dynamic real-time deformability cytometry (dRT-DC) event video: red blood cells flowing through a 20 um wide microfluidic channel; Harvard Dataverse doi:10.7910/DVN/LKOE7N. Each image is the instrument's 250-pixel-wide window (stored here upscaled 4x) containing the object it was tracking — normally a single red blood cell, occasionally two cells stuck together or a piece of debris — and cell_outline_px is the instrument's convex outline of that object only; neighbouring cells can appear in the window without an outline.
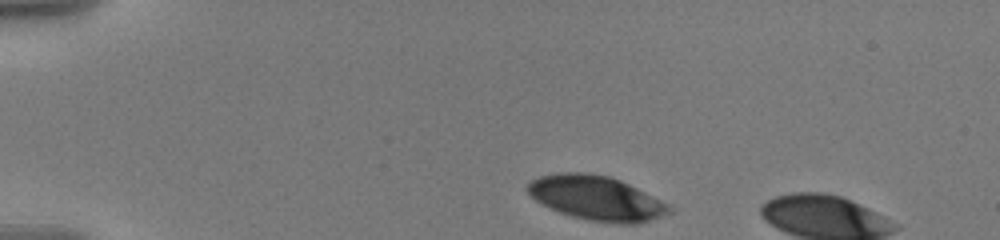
{"species": "human", "species_latin": "Homo sapiens", "temperature_condition": "warm", "stored_images_in_passage": 7, "camera_frame_rate_fps": 3000, "um_per_image_px": 0.085, "donor": {"sex": "male"}, "frame": {"image": 1, "passage_image": 1, "time_ms": 0.0, "image_size_px": [1000, 240], "cell_outline_px": [[672, 212], [636, 224], [616, 224], [588, 220], [572, 216], [560, 212], [536, 200], [528, 192], [528, 184], [532, 180], [540, 176], [556, 172], [588, 172], [612, 176], [668, 204], [672, 208]], "centroid_in_image_um": [50.69, 16.83], "position_along_channel_um": 34.3, "area_um2": 36.36}}